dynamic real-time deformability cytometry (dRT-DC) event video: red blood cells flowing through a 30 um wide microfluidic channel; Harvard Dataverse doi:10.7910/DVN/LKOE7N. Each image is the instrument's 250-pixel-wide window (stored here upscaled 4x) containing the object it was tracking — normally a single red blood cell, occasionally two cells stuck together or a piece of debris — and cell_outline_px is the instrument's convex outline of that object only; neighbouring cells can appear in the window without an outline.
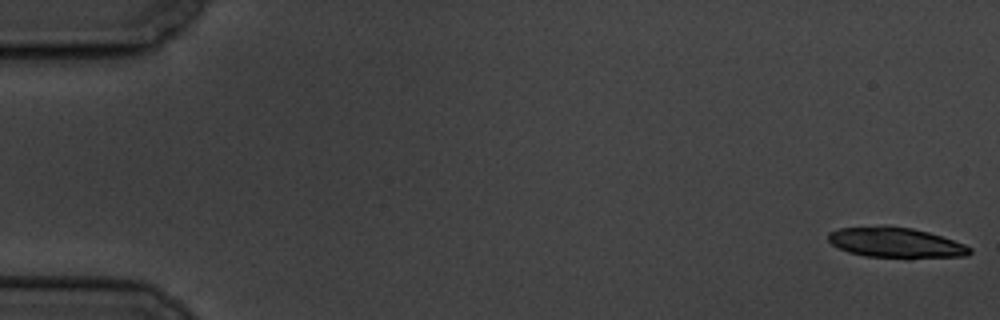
{"species": "common noctule bat (a hibernating species)", "species_latin": "Nyctalus noctula", "temperature_condition": "cold", "stored_images_in_passage": 7, "camera_frame_rate_fps": 3000, "um_per_image_px": 0.085, "animal": {"sex": "male", "body_mass_g": 19.5, "forearm_length_mm": 54.6}, "frame": {"image": 1, "passage_image": 1, "time_ms": 0.0, "image_size_px": [1000, 320], "cell_outline_px": [[972, 252], [968, 256], [864, 256], [848, 252], [832, 244], [828, 240], [828, 232], [840, 228], [884, 224], [888, 224], [912, 228], [928, 232], [964, 244], [972, 248]], "centroid_in_image_um": [76.07, 20.57], "position_along_channel_um": 8.9, "area_um2": 24.57}}
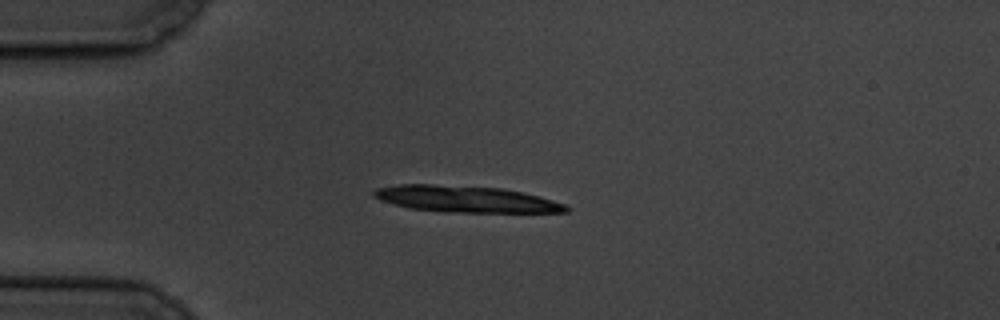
{"frame": {"image": 2, "passage_image": 5, "time_ms": 4.667, "image_size_px": [1000, 320], "cell_outline_px": [[572, 208], [568, 212], [440, 212], [408, 208], [380, 200], [372, 196], [372, 192], [376, 188], [400, 184], [432, 184], [500, 188], [524, 192], [540, 196], [564, 204]], "centroid_in_image_um": [39.58, 16.92], "position_along_channel_um": 45.4, "area_um2": 29.77}}